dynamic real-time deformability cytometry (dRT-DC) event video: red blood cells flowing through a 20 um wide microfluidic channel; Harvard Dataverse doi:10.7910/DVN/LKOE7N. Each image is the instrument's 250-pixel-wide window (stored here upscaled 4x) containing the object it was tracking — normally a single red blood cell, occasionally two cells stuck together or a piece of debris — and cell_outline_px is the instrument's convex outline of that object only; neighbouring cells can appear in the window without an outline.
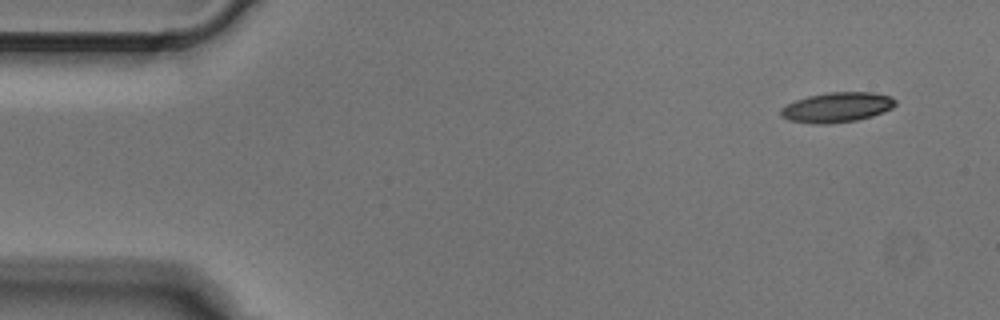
{"species": "Egyptian fruit bat (a non-hibernating species)", "species_latin": "Rousettus aegyptiacus", "temperature_condition": "cold", "stored_images_in_passage": 4, "camera_frame_rate_fps": 3000, "um_per_image_px": 0.085, "animal": {"sex": "male"}, "frame": {"image": 1, "passage_image": 1, "time_ms": 0.0, "image_size_px": [1000, 320], "cell_outline_px": [[896, 104], [892, 108], [884, 112], [872, 116], [856, 120], [828, 124], [816, 124], [788, 120], [780, 116], [780, 108], [796, 100], [808, 96], [828, 92], [872, 92], [892, 96], [896, 100]], "centroid_in_image_um": [71.15, 9.12], "position_along_channel_um": 13.8, "area_um2": 20.11}}
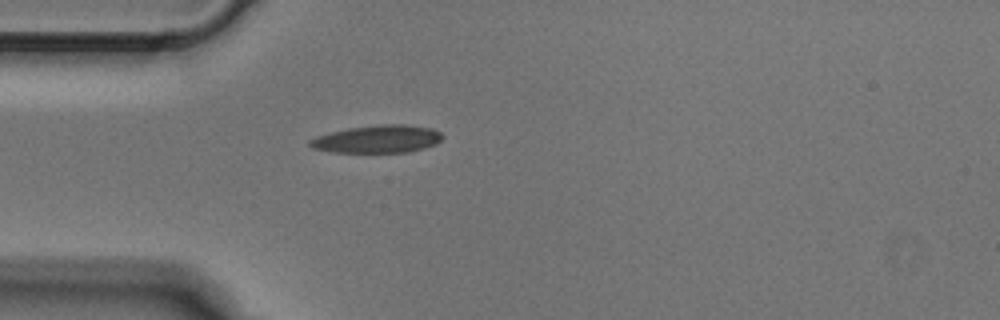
{"frame": {"image": 2, "passage_image": 4, "time_ms": 1.0, "image_size_px": [1000, 320], "cell_outline_px": [[444, 136], [436, 144], [424, 148], [408, 152], [332, 152], [312, 148], [308, 144], [308, 140], [316, 136], [348, 128], [380, 124], [404, 124], [432, 128], [440, 132]], "centroid_in_image_um": [32.09, 11.81], "position_along_channel_um": 52.9, "area_um2": 21.44}}